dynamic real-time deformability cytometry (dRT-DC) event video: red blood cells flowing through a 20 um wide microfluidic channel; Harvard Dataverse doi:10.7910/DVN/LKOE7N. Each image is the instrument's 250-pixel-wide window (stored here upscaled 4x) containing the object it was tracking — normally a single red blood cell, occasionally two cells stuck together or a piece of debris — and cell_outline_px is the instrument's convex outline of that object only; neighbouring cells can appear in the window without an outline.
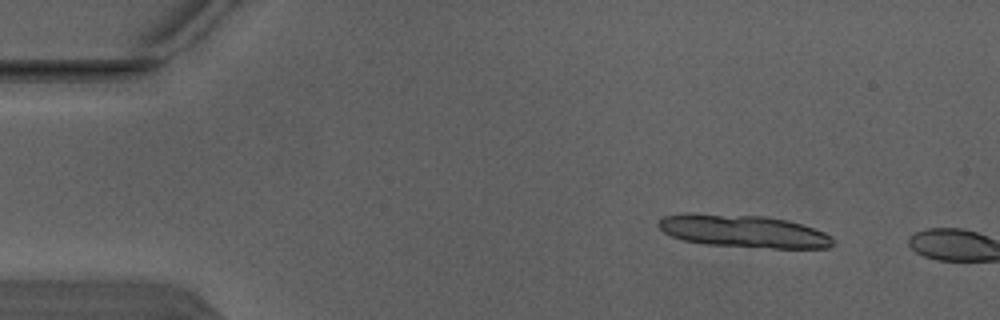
{"species": "Egyptian fruit bat (a non-hibernating species)", "species_latin": "Rousettus aegyptiacus", "temperature_condition": "warm", "stored_images_in_passage": 2, "camera_frame_rate_fps": 3000, "um_per_image_px": 0.085, "animal": {"sex": "male"}, "frame": {"image": 1, "passage_image": 1, "time_ms": 0.0, "image_size_px": [1000, 320], "cell_outline_px": [[836, 244], [828, 248], [772, 248], [704, 244], [684, 240], [672, 236], [664, 232], [656, 224], [664, 216], [684, 212], [688, 212], [768, 216], [788, 220], [824, 232], [832, 236], [836, 240]], "centroid_in_image_um": [63.2, 19.64], "position_along_channel_um": 21.8, "area_um2": 33.58}}